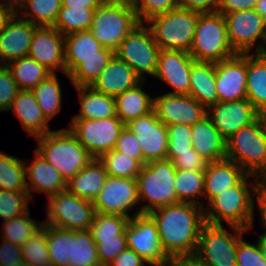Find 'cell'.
I'll return each instance as SVG.
<instances>
[{"mask_svg":"<svg viewBox=\"0 0 266 266\" xmlns=\"http://www.w3.org/2000/svg\"><path fill=\"white\" fill-rule=\"evenodd\" d=\"M155 221L160 242L169 258L194 256L205 222L204 207L178 202L148 213Z\"/></svg>","mask_w":266,"mask_h":266,"instance_id":"obj_1","label":"cell"},{"mask_svg":"<svg viewBox=\"0 0 266 266\" xmlns=\"http://www.w3.org/2000/svg\"><path fill=\"white\" fill-rule=\"evenodd\" d=\"M261 182L260 178L247 174L237 185L216 195L204 207L205 222L213 225L226 222L228 226L251 231L254 228L256 192Z\"/></svg>","mask_w":266,"mask_h":266,"instance_id":"obj_2","label":"cell"},{"mask_svg":"<svg viewBox=\"0 0 266 266\" xmlns=\"http://www.w3.org/2000/svg\"><path fill=\"white\" fill-rule=\"evenodd\" d=\"M36 149L68 182L84 169L94 157L79 142L69 128L47 132L34 139Z\"/></svg>","mask_w":266,"mask_h":266,"instance_id":"obj_3","label":"cell"},{"mask_svg":"<svg viewBox=\"0 0 266 266\" xmlns=\"http://www.w3.org/2000/svg\"><path fill=\"white\" fill-rule=\"evenodd\" d=\"M175 175L176 168L169 159L153 160L142 167L136 177L141 214L177 203Z\"/></svg>","mask_w":266,"mask_h":266,"instance_id":"obj_4","label":"cell"},{"mask_svg":"<svg viewBox=\"0 0 266 266\" xmlns=\"http://www.w3.org/2000/svg\"><path fill=\"white\" fill-rule=\"evenodd\" d=\"M138 24L130 0H107L96 8L89 31L103 47L115 51Z\"/></svg>","mask_w":266,"mask_h":266,"instance_id":"obj_5","label":"cell"},{"mask_svg":"<svg viewBox=\"0 0 266 266\" xmlns=\"http://www.w3.org/2000/svg\"><path fill=\"white\" fill-rule=\"evenodd\" d=\"M189 54L196 62H220L237 53L232 49L226 21L219 12L200 13Z\"/></svg>","mask_w":266,"mask_h":266,"instance_id":"obj_6","label":"cell"},{"mask_svg":"<svg viewBox=\"0 0 266 266\" xmlns=\"http://www.w3.org/2000/svg\"><path fill=\"white\" fill-rule=\"evenodd\" d=\"M225 158L235 162L247 174L261 180L266 177V133L258 119L226 140Z\"/></svg>","mask_w":266,"mask_h":266,"instance_id":"obj_7","label":"cell"},{"mask_svg":"<svg viewBox=\"0 0 266 266\" xmlns=\"http://www.w3.org/2000/svg\"><path fill=\"white\" fill-rule=\"evenodd\" d=\"M199 15L198 11L177 7L153 17L146 24L151 28L160 49L189 53Z\"/></svg>","mask_w":266,"mask_h":266,"instance_id":"obj_8","label":"cell"},{"mask_svg":"<svg viewBox=\"0 0 266 266\" xmlns=\"http://www.w3.org/2000/svg\"><path fill=\"white\" fill-rule=\"evenodd\" d=\"M205 223L201 229L194 256L204 266H236V253L239 240L248 230L229 225Z\"/></svg>","mask_w":266,"mask_h":266,"instance_id":"obj_9","label":"cell"},{"mask_svg":"<svg viewBox=\"0 0 266 266\" xmlns=\"http://www.w3.org/2000/svg\"><path fill=\"white\" fill-rule=\"evenodd\" d=\"M160 50L151 28L140 23L119 44L115 55L126 62L141 80H146V75L153 77L156 72Z\"/></svg>","mask_w":266,"mask_h":266,"instance_id":"obj_10","label":"cell"},{"mask_svg":"<svg viewBox=\"0 0 266 266\" xmlns=\"http://www.w3.org/2000/svg\"><path fill=\"white\" fill-rule=\"evenodd\" d=\"M43 224L68 230H90L95 216L92 201L81 199L67 190L48 197Z\"/></svg>","mask_w":266,"mask_h":266,"instance_id":"obj_11","label":"cell"},{"mask_svg":"<svg viewBox=\"0 0 266 266\" xmlns=\"http://www.w3.org/2000/svg\"><path fill=\"white\" fill-rule=\"evenodd\" d=\"M223 16L229 43L236 53L263 52L266 46V22L256 10H240Z\"/></svg>","mask_w":266,"mask_h":266,"instance_id":"obj_12","label":"cell"},{"mask_svg":"<svg viewBox=\"0 0 266 266\" xmlns=\"http://www.w3.org/2000/svg\"><path fill=\"white\" fill-rule=\"evenodd\" d=\"M125 124L117 117L103 119H71L69 130L94 157L114 149Z\"/></svg>","mask_w":266,"mask_h":266,"instance_id":"obj_13","label":"cell"},{"mask_svg":"<svg viewBox=\"0 0 266 266\" xmlns=\"http://www.w3.org/2000/svg\"><path fill=\"white\" fill-rule=\"evenodd\" d=\"M127 247L136 252L149 266H166L169 257L160 242L155 221L149 214L134 215L125 230Z\"/></svg>","mask_w":266,"mask_h":266,"instance_id":"obj_14","label":"cell"},{"mask_svg":"<svg viewBox=\"0 0 266 266\" xmlns=\"http://www.w3.org/2000/svg\"><path fill=\"white\" fill-rule=\"evenodd\" d=\"M93 205L95 212L102 214L122 215L128 218L141 214L136 178L108 176ZM132 209L136 212L130 215Z\"/></svg>","mask_w":266,"mask_h":266,"instance_id":"obj_15","label":"cell"},{"mask_svg":"<svg viewBox=\"0 0 266 266\" xmlns=\"http://www.w3.org/2000/svg\"><path fill=\"white\" fill-rule=\"evenodd\" d=\"M153 109L165 126H191L207 115V109L190 95L160 94L154 98Z\"/></svg>","mask_w":266,"mask_h":266,"instance_id":"obj_16","label":"cell"},{"mask_svg":"<svg viewBox=\"0 0 266 266\" xmlns=\"http://www.w3.org/2000/svg\"><path fill=\"white\" fill-rule=\"evenodd\" d=\"M65 39L53 26H38L32 37L28 55L42 64L51 73L67 76L65 65Z\"/></svg>","mask_w":266,"mask_h":266,"instance_id":"obj_17","label":"cell"},{"mask_svg":"<svg viewBox=\"0 0 266 266\" xmlns=\"http://www.w3.org/2000/svg\"><path fill=\"white\" fill-rule=\"evenodd\" d=\"M137 137L144 160L166 159L168 150V132L156 115L154 109L126 124Z\"/></svg>","mask_w":266,"mask_h":266,"instance_id":"obj_18","label":"cell"},{"mask_svg":"<svg viewBox=\"0 0 266 266\" xmlns=\"http://www.w3.org/2000/svg\"><path fill=\"white\" fill-rule=\"evenodd\" d=\"M207 116L220 135L227 140L239 129L255 122L258 111L247 99H241L217 102L207 108Z\"/></svg>","mask_w":266,"mask_h":266,"instance_id":"obj_19","label":"cell"},{"mask_svg":"<svg viewBox=\"0 0 266 266\" xmlns=\"http://www.w3.org/2000/svg\"><path fill=\"white\" fill-rule=\"evenodd\" d=\"M218 102L246 99L247 53L215 63Z\"/></svg>","mask_w":266,"mask_h":266,"instance_id":"obj_20","label":"cell"},{"mask_svg":"<svg viewBox=\"0 0 266 266\" xmlns=\"http://www.w3.org/2000/svg\"><path fill=\"white\" fill-rule=\"evenodd\" d=\"M195 60L184 51L160 50L153 77L167 84L170 94L189 95L191 67Z\"/></svg>","mask_w":266,"mask_h":266,"instance_id":"obj_21","label":"cell"},{"mask_svg":"<svg viewBox=\"0 0 266 266\" xmlns=\"http://www.w3.org/2000/svg\"><path fill=\"white\" fill-rule=\"evenodd\" d=\"M37 27L14 14L0 34V65H7L11 61L28 55Z\"/></svg>","mask_w":266,"mask_h":266,"instance_id":"obj_22","label":"cell"},{"mask_svg":"<svg viewBox=\"0 0 266 266\" xmlns=\"http://www.w3.org/2000/svg\"><path fill=\"white\" fill-rule=\"evenodd\" d=\"M35 158L32 163L25 160V175L27 191L31 201L34 200V193H42L48 198L56 193L66 190L67 182L62 175L51 165L39 152L33 150Z\"/></svg>","mask_w":266,"mask_h":266,"instance_id":"obj_23","label":"cell"},{"mask_svg":"<svg viewBox=\"0 0 266 266\" xmlns=\"http://www.w3.org/2000/svg\"><path fill=\"white\" fill-rule=\"evenodd\" d=\"M64 39L67 75H70L82 63V59L113 58L115 55V51L103 47L89 30L65 35Z\"/></svg>","mask_w":266,"mask_h":266,"instance_id":"obj_24","label":"cell"},{"mask_svg":"<svg viewBox=\"0 0 266 266\" xmlns=\"http://www.w3.org/2000/svg\"><path fill=\"white\" fill-rule=\"evenodd\" d=\"M141 81L126 62L114 55L92 87L102 94L116 97Z\"/></svg>","mask_w":266,"mask_h":266,"instance_id":"obj_25","label":"cell"},{"mask_svg":"<svg viewBox=\"0 0 266 266\" xmlns=\"http://www.w3.org/2000/svg\"><path fill=\"white\" fill-rule=\"evenodd\" d=\"M10 110L16 114L22 129L34 139L53 131L49 125L50 121L43 114L31 90H19L8 112Z\"/></svg>","mask_w":266,"mask_h":266,"instance_id":"obj_26","label":"cell"},{"mask_svg":"<svg viewBox=\"0 0 266 266\" xmlns=\"http://www.w3.org/2000/svg\"><path fill=\"white\" fill-rule=\"evenodd\" d=\"M205 173L203 199L205 206L225 189L237 185L247 173L235 162L222 159L208 163Z\"/></svg>","mask_w":266,"mask_h":266,"instance_id":"obj_27","label":"cell"},{"mask_svg":"<svg viewBox=\"0 0 266 266\" xmlns=\"http://www.w3.org/2000/svg\"><path fill=\"white\" fill-rule=\"evenodd\" d=\"M192 148L209 163L225 159L226 140L206 115L191 125Z\"/></svg>","mask_w":266,"mask_h":266,"instance_id":"obj_28","label":"cell"},{"mask_svg":"<svg viewBox=\"0 0 266 266\" xmlns=\"http://www.w3.org/2000/svg\"><path fill=\"white\" fill-rule=\"evenodd\" d=\"M107 177L104 165L94 158L67 182L66 190L81 199L93 202L104 187Z\"/></svg>","mask_w":266,"mask_h":266,"instance_id":"obj_29","label":"cell"},{"mask_svg":"<svg viewBox=\"0 0 266 266\" xmlns=\"http://www.w3.org/2000/svg\"><path fill=\"white\" fill-rule=\"evenodd\" d=\"M147 80L115 97L116 116L126 125L153 110L154 98L143 90Z\"/></svg>","mask_w":266,"mask_h":266,"instance_id":"obj_30","label":"cell"},{"mask_svg":"<svg viewBox=\"0 0 266 266\" xmlns=\"http://www.w3.org/2000/svg\"><path fill=\"white\" fill-rule=\"evenodd\" d=\"M215 63L194 62L190 73L189 95L206 109L218 102Z\"/></svg>","mask_w":266,"mask_h":266,"instance_id":"obj_31","label":"cell"},{"mask_svg":"<svg viewBox=\"0 0 266 266\" xmlns=\"http://www.w3.org/2000/svg\"><path fill=\"white\" fill-rule=\"evenodd\" d=\"M80 102V113L72 119H103L116 116L115 97L96 91L92 86L75 87Z\"/></svg>","mask_w":266,"mask_h":266,"instance_id":"obj_32","label":"cell"},{"mask_svg":"<svg viewBox=\"0 0 266 266\" xmlns=\"http://www.w3.org/2000/svg\"><path fill=\"white\" fill-rule=\"evenodd\" d=\"M246 99L257 111L266 107V56L247 53Z\"/></svg>","mask_w":266,"mask_h":266,"instance_id":"obj_33","label":"cell"},{"mask_svg":"<svg viewBox=\"0 0 266 266\" xmlns=\"http://www.w3.org/2000/svg\"><path fill=\"white\" fill-rule=\"evenodd\" d=\"M6 67L10 70L19 90H32L38 83L52 74L42 64L29 56L11 61Z\"/></svg>","mask_w":266,"mask_h":266,"instance_id":"obj_34","label":"cell"},{"mask_svg":"<svg viewBox=\"0 0 266 266\" xmlns=\"http://www.w3.org/2000/svg\"><path fill=\"white\" fill-rule=\"evenodd\" d=\"M57 73H52L31 91L45 117L50 121L61 112L63 91Z\"/></svg>","mask_w":266,"mask_h":266,"instance_id":"obj_35","label":"cell"},{"mask_svg":"<svg viewBox=\"0 0 266 266\" xmlns=\"http://www.w3.org/2000/svg\"><path fill=\"white\" fill-rule=\"evenodd\" d=\"M204 183V171L176 169L174 185L177 195V203L189 202L205 207L203 201Z\"/></svg>","mask_w":266,"mask_h":266,"instance_id":"obj_36","label":"cell"},{"mask_svg":"<svg viewBox=\"0 0 266 266\" xmlns=\"http://www.w3.org/2000/svg\"><path fill=\"white\" fill-rule=\"evenodd\" d=\"M61 7V0H23L16 14L36 26H53Z\"/></svg>","mask_w":266,"mask_h":266,"instance_id":"obj_37","label":"cell"},{"mask_svg":"<svg viewBox=\"0 0 266 266\" xmlns=\"http://www.w3.org/2000/svg\"><path fill=\"white\" fill-rule=\"evenodd\" d=\"M69 266H101L97 245L90 230H71V257Z\"/></svg>","mask_w":266,"mask_h":266,"instance_id":"obj_38","label":"cell"},{"mask_svg":"<svg viewBox=\"0 0 266 266\" xmlns=\"http://www.w3.org/2000/svg\"><path fill=\"white\" fill-rule=\"evenodd\" d=\"M0 189L27 191L25 160L0 151Z\"/></svg>","mask_w":266,"mask_h":266,"instance_id":"obj_39","label":"cell"},{"mask_svg":"<svg viewBox=\"0 0 266 266\" xmlns=\"http://www.w3.org/2000/svg\"><path fill=\"white\" fill-rule=\"evenodd\" d=\"M46 242L51 266H69L71 230L46 225Z\"/></svg>","mask_w":266,"mask_h":266,"instance_id":"obj_40","label":"cell"},{"mask_svg":"<svg viewBox=\"0 0 266 266\" xmlns=\"http://www.w3.org/2000/svg\"><path fill=\"white\" fill-rule=\"evenodd\" d=\"M96 8L61 7L53 25L61 34L87 31L91 27Z\"/></svg>","mask_w":266,"mask_h":266,"instance_id":"obj_41","label":"cell"},{"mask_svg":"<svg viewBox=\"0 0 266 266\" xmlns=\"http://www.w3.org/2000/svg\"><path fill=\"white\" fill-rule=\"evenodd\" d=\"M30 209L23 215L3 221L0 237L22 246L42 226L30 216Z\"/></svg>","mask_w":266,"mask_h":266,"instance_id":"obj_42","label":"cell"},{"mask_svg":"<svg viewBox=\"0 0 266 266\" xmlns=\"http://www.w3.org/2000/svg\"><path fill=\"white\" fill-rule=\"evenodd\" d=\"M98 160L108 176L113 177L136 178L143 167L136 159L114 149L103 153Z\"/></svg>","mask_w":266,"mask_h":266,"instance_id":"obj_43","label":"cell"},{"mask_svg":"<svg viewBox=\"0 0 266 266\" xmlns=\"http://www.w3.org/2000/svg\"><path fill=\"white\" fill-rule=\"evenodd\" d=\"M130 218L122 215L95 213L90 226L93 239L116 238V235L126 234Z\"/></svg>","mask_w":266,"mask_h":266,"instance_id":"obj_44","label":"cell"},{"mask_svg":"<svg viewBox=\"0 0 266 266\" xmlns=\"http://www.w3.org/2000/svg\"><path fill=\"white\" fill-rule=\"evenodd\" d=\"M23 260L32 266H51L48 246L46 242V225L34 232V234L21 246Z\"/></svg>","mask_w":266,"mask_h":266,"instance_id":"obj_45","label":"cell"},{"mask_svg":"<svg viewBox=\"0 0 266 266\" xmlns=\"http://www.w3.org/2000/svg\"><path fill=\"white\" fill-rule=\"evenodd\" d=\"M28 191L0 189V218L6 221L25 214L29 210Z\"/></svg>","mask_w":266,"mask_h":266,"instance_id":"obj_46","label":"cell"},{"mask_svg":"<svg viewBox=\"0 0 266 266\" xmlns=\"http://www.w3.org/2000/svg\"><path fill=\"white\" fill-rule=\"evenodd\" d=\"M112 58L82 59V63L69 75L74 87L92 86Z\"/></svg>","mask_w":266,"mask_h":266,"instance_id":"obj_47","label":"cell"},{"mask_svg":"<svg viewBox=\"0 0 266 266\" xmlns=\"http://www.w3.org/2000/svg\"><path fill=\"white\" fill-rule=\"evenodd\" d=\"M139 23L179 7V0H130Z\"/></svg>","mask_w":266,"mask_h":266,"instance_id":"obj_48","label":"cell"},{"mask_svg":"<svg viewBox=\"0 0 266 266\" xmlns=\"http://www.w3.org/2000/svg\"><path fill=\"white\" fill-rule=\"evenodd\" d=\"M93 240L97 245V256L101 266H108V264L127 248L126 234L116 235V238Z\"/></svg>","mask_w":266,"mask_h":266,"instance_id":"obj_49","label":"cell"},{"mask_svg":"<svg viewBox=\"0 0 266 266\" xmlns=\"http://www.w3.org/2000/svg\"><path fill=\"white\" fill-rule=\"evenodd\" d=\"M168 150L167 153L190 152L192 148L191 126L175 124L167 126Z\"/></svg>","mask_w":266,"mask_h":266,"instance_id":"obj_50","label":"cell"},{"mask_svg":"<svg viewBox=\"0 0 266 266\" xmlns=\"http://www.w3.org/2000/svg\"><path fill=\"white\" fill-rule=\"evenodd\" d=\"M250 244L244 240V236L239 240L236 253V266H266V261L260 249V244Z\"/></svg>","mask_w":266,"mask_h":266,"instance_id":"obj_51","label":"cell"},{"mask_svg":"<svg viewBox=\"0 0 266 266\" xmlns=\"http://www.w3.org/2000/svg\"><path fill=\"white\" fill-rule=\"evenodd\" d=\"M166 159L171 160L174 167L179 170L205 171L209 163L194 148H191L190 152L167 153Z\"/></svg>","mask_w":266,"mask_h":266,"instance_id":"obj_52","label":"cell"},{"mask_svg":"<svg viewBox=\"0 0 266 266\" xmlns=\"http://www.w3.org/2000/svg\"><path fill=\"white\" fill-rule=\"evenodd\" d=\"M114 150L121 152L133 159H136L142 166L147 163L143 158L137 137L126 126L122 130L120 137L116 141Z\"/></svg>","mask_w":266,"mask_h":266,"instance_id":"obj_53","label":"cell"},{"mask_svg":"<svg viewBox=\"0 0 266 266\" xmlns=\"http://www.w3.org/2000/svg\"><path fill=\"white\" fill-rule=\"evenodd\" d=\"M19 88L6 65H0V112H8Z\"/></svg>","mask_w":266,"mask_h":266,"instance_id":"obj_54","label":"cell"},{"mask_svg":"<svg viewBox=\"0 0 266 266\" xmlns=\"http://www.w3.org/2000/svg\"><path fill=\"white\" fill-rule=\"evenodd\" d=\"M0 242V266H17L23 261L21 246L2 239Z\"/></svg>","mask_w":266,"mask_h":266,"instance_id":"obj_55","label":"cell"},{"mask_svg":"<svg viewBox=\"0 0 266 266\" xmlns=\"http://www.w3.org/2000/svg\"><path fill=\"white\" fill-rule=\"evenodd\" d=\"M258 0H220L217 12L225 15L240 10H255Z\"/></svg>","mask_w":266,"mask_h":266,"instance_id":"obj_56","label":"cell"},{"mask_svg":"<svg viewBox=\"0 0 266 266\" xmlns=\"http://www.w3.org/2000/svg\"><path fill=\"white\" fill-rule=\"evenodd\" d=\"M149 265L130 248L123 250L108 266H146Z\"/></svg>","mask_w":266,"mask_h":266,"instance_id":"obj_57","label":"cell"},{"mask_svg":"<svg viewBox=\"0 0 266 266\" xmlns=\"http://www.w3.org/2000/svg\"><path fill=\"white\" fill-rule=\"evenodd\" d=\"M220 0H179V7L200 13L216 12Z\"/></svg>","mask_w":266,"mask_h":266,"instance_id":"obj_58","label":"cell"},{"mask_svg":"<svg viewBox=\"0 0 266 266\" xmlns=\"http://www.w3.org/2000/svg\"><path fill=\"white\" fill-rule=\"evenodd\" d=\"M255 201L257 203V205H255V211H259L261 226L264 228V231H266V184L263 182L258 186Z\"/></svg>","mask_w":266,"mask_h":266,"instance_id":"obj_59","label":"cell"},{"mask_svg":"<svg viewBox=\"0 0 266 266\" xmlns=\"http://www.w3.org/2000/svg\"><path fill=\"white\" fill-rule=\"evenodd\" d=\"M103 0H61L62 7L68 8H98Z\"/></svg>","mask_w":266,"mask_h":266,"instance_id":"obj_60","label":"cell"},{"mask_svg":"<svg viewBox=\"0 0 266 266\" xmlns=\"http://www.w3.org/2000/svg\"><path fill=\"white\" fill-rule=\"evenodd\" d=\"M166 266H204L195 256L170 258Z\"/></svg>","mask_w":266,"mask_h":266,"instance_id":"obj_61","label":"cell"},{"mask_svg":"<svg viewBox=\"0 0 266 266\" xmlns=\"http://www.w3.org/2000/svg\"><path fill=\"white\" fill-rule=\"evenodd\" d=\"M14 14L15 13L11 9L0 5V34L3 32L7 23L14 16Z\"/></svg>","mask_w":266,"mask_h":266,"instance_id":"obj_62","label":"cell"},{"mask_svg":"<svg viewBox=\"0 0 266 266\" xmlns=\"http://www.w3.org/2000/svg\"><path fill=\"white\" fill-rule=\"evenodd\" d=\"M22 2L23 0H5V1L1 0L0 5L5 6L11 9L14 13H16L20 9Z\"/></svg>","mask_w":266,"mask_h":266,"instance_id":"obj_63","label":"cell"},{"mask_svg":"<svg viewBox=\"0 0 266 266\" xmlns=\"http://www.w3.org/2000/svg\"><path fill=\"white\" fill-rule=\"evenodd\" d=\"M255 10L266 22V0H258L256 2Z\"/></svg>","mask_w":266,"mask_h":266,"instance_id":"obj_64","label":"cell"},{"mask_svg":"<svg viewBox=\"0 0 266 266\" xmlns=\"http://www.w3.org/2000/svg\"><path fill=\"white\" fill-rule=\"evenodd\" d=\"M257 241L260 244V249L266 261V231L262 232V234L260 233L259 237L257 238Z\"/></svg>","mask_w":266,"mask_h":266,"instance_id":"obj_65","label":"cell"},{"mask_svg":"<svg viewBox=\"0 0 266 266\" xmlns=\"http://www.w3.org/2000/svg\"><path fill=\"white\" fill-rule=\"evenodd\" d=\"M257 119L260 121L261 126L266 133V107H263L262 109L258 111Z\"/></svg>","mask_w":266,"mask_h":266,"instance_id":"obj_66","label":"cell"},{"mask_svg":"<svg viewBox=\"0 0 266 266\" xmlns=\"http://www.w3.org/2000/svg\"><path fill=\"white\" fill-rule=\"evenodd\" d=\"M17 266H32L30 263H28L27 261H22L20 262Z\"/></svg>","mask_w":266,"mask_h":266,"instance_id":"obj_67","label":"cell"},{"mask_svg":"<svg viewBox=\"0 0 266 266\" xmlns=\"http://www.w3.org/2000/svg\"><path fill=\"white\" fill-rule=\"evenodd\" d=\"M262 53L266 56V46H265V48H264Z\"/></svg>","mask_w":266,"mask_h":266,"instance_id":"obj_68","label":"cell"},{"mask_svg":"<svg viewBox=\"0 0 266 266\" xmlns=\"http://www.w3.org/2000/svg\"><path fill=\"white\" fill-rule=\"evenodd\" d=\"M262 182H263L264 184H266V177L262 180Z\"/></svg>","mask_w":266,"mask_h":266,"instance_id":"obj_69","label":"cell"}]
</instances>
